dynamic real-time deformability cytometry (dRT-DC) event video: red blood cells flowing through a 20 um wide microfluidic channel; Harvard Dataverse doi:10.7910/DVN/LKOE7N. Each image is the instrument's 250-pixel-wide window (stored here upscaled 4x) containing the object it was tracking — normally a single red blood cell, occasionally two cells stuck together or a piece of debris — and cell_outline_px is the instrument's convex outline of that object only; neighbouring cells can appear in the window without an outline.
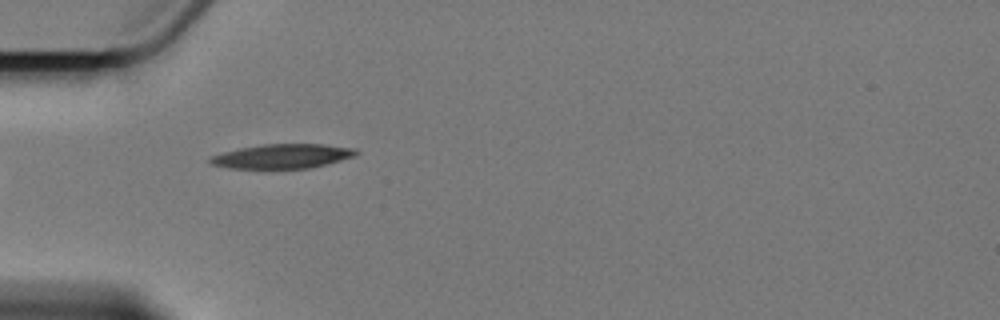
{"species": "Egyptian fruit bat (a non-hibernating species)", "species_latin": "Rousettus aegyptiacus", "temperature_condition": "cold", "stored_images_in_passage": 5, "camera_frame_rate_fps": 3000, "um_per_image_px": 0.085, "animal": {"sex": "female"}, "frame": {"image": 1, "passage_image": 4, "time_ms": 3.667, "image_size_px": [1000, 320], "cell_outline_px": [[360, 152], [356, 156], [308, 168], [228, 168], [212, 164], [208, 160], [208, 156], [240, 148], [260, 144], [324, 144], [356, 148]], "centroid_in_image_um": [24.01, 13.26], "position_along_channel_um": 61.0, "area_um2": 20.69}}